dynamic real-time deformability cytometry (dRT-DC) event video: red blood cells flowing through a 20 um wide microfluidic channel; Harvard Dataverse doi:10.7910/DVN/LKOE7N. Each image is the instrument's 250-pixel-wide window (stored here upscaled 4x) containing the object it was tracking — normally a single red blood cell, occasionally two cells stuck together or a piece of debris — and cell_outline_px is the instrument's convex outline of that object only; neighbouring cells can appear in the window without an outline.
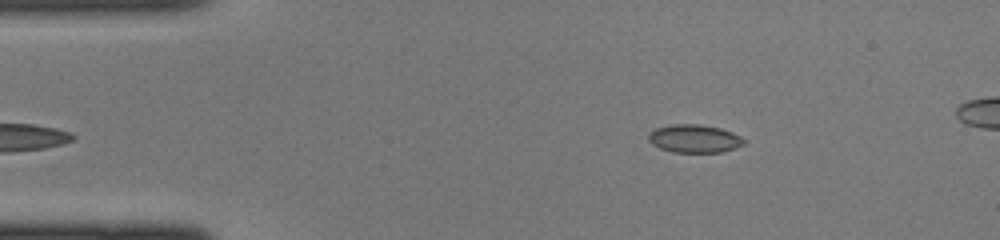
{"species": "common noctule bat (a hibernating species)", "species_latin": "Nyctalus noctula", "temperature_condition": "cold", "stored_images_in_passage": 36, "camera_frame_rate_fps": 3000, "um_per_image_px": 0.085, "animal": {"sex": "female", "body_mass_g": 22.0, "forearm_length_mm": 56.7}, "frame": {"image": 1, "passage_image": 1, "time_ms": 0.0, "image_size_px": [1000, 240], "cell_outline_px": [[744, 144], [736, 148], [720, 152], [672, 152], [660, 148], [652, 144], [648, 140], [648, 136], [656, 128], [672, 124], [700, 124], [720, 128], [732, 132], [740, 136], [744, 140]], "centroid_in_image_um": [59.02, 11.78], "position_along_channel_um": 26.0, "area_um2": 15.55}}
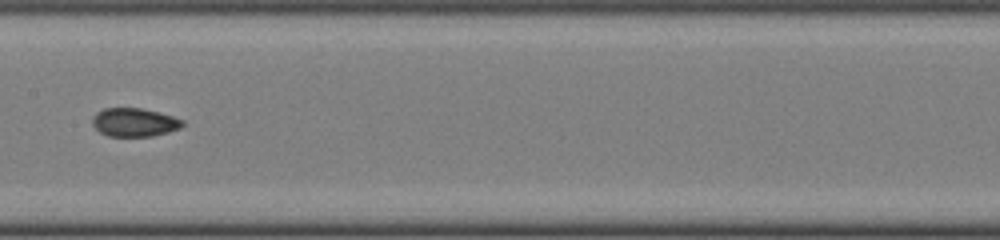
{"frame": {"image": 2, "passage_image": 16, "time_ms": 5.0, "image_size_px": [1000, 240], "cell_outline_px": [[184, 124], [180, 128], [168, 132], [152, 136], [108, 136], [100, 132], [92, 124], [92, 116], [96, 112], [104, 108], [140, 108], [172, 116], [184, 120]], "centroid_in_image_um": [11.4, 10.4], "position_along_channel_um": 196.0, "area_um2": 14.91}}
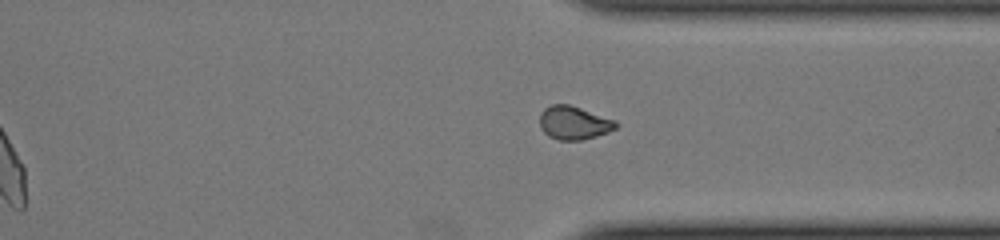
{"frame": {"image": 3, "passage_image": 27, "time_ms": 8.667, "image_size_px": [1000, 240], "cell_outline_px": [[620, 124], [616, 128], [608, 132], [596, 136], [580, 140], [560, 140], [548, 136], [540, 128], [540, 112], [544, 108], [552, 104], [568, 104], [616, 120]], "centroid_in_image_um": [48.78, 10.44], "position_along_channel_um": 362.6, "area_um2": 14.85}}